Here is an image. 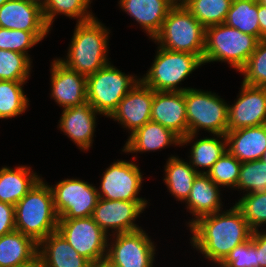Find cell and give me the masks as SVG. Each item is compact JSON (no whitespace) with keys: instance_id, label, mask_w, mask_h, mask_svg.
Masks as SVG:
<instances>
[{"instance_id":"f546056e","label":"cell","mask_w":266,"mask_h":267,"mask_svg":"<svg viewBox=\"0 0 266 267\" xmlns=\"http://www.w3.org/2000/svg\"><path fill=\"white\" fill-rule=\"evenodd\" d=\"M91 2L92 0H43L41 6L45 22L51 29L55 17L60 14L77 19V23L93 19L95 15L88 10Z\"/></svg>"},{"instance_id":"9a60e30c","label":"cell","mask_w":266,"mask_h":267,"mask_svg":"<svg viewBox=\"0 0 266 267\" xmlns=\"http://www.w3.org/2000/svg\"><path fill=\"white\" fill-rule=\"evenodd\" d=\"M50 69L51 98L63 109L87 102V77L67 67L59 58L53 59Z\"/></svg>"},{"instance_id":"d4e9b609","label":"cell","mask_w":266,"mask_h":267,"mask_svg":"<svg viewBox=\"0 0 266 267\" xmlns=\"http://www.w3.org/2000/svg\"><path fill=\"white\" fill-rule=\"evenodd\" d=\"M197 136L198 134L186 135L181 139L180 146L192 143L189 150V163L199 174H207L217 160L227 151L226 135L213 134V137L206 136L200 139H197ZM194 140L195 142H193ZM199 167L204 168L203 171L199 170Z\"/></svg>"},{"instance_id":"44dd1931","label":"cell","mask_w":266,"mask_h":267,"mask_svg":"<svg viewBox=\"0 0 266 267\" xmlns=\"http://www.w3.org/2000/svg\"><path fill=\"white\" fill-rule=\"evenodd\" d=\"M118 4L122 11L139 23L152 41L173 7L170 0H119Z\"/></svg>"},{"instance_id":"7a4b0ae2","label":"cell","mask_w":266,"mask_h":267,"mask_svg":"<svg viewBox=\"0 0 266 267\" xmlns=\"http://www.w3.org/2000/svg\"><path fill=\"white\" fill-rule=\"evenodd\" d=\"M109 28L97 17L76 23L66 58L59 60L86 77L110 63Z\"/></svg>"},{"instance_id":"e575fe53","label":"cell","mask_w":266,"mask_h":267,"mask_svg":"<svg viewBox=\"0 0 266 267\" xmlns=\"http://www.w3.org/2000/svg\"><path fill=\"white\" fill-rule=\"evenodd\" d=\"M235 189L243 193L266 192V164L261 160L241 163L238 184Z\"/></svg>"},{"instance_id":"ab89813d","label":"cell","mask_w":266,"mask_h":267,"mask_svg":"<svg viewBox=\"0 0 266 267\" xmlns=\"http://www.w3.org/2000/svg\"><path fill=\"white\" fill-rule=\"evenodd\" d=\"M15 229V207L0 201V236L13 232Z\"/></svg>"},{"instance_id":"8d00e7d4","label":"cell","mask_w":266,"mask_h":267,"mask_svg":"<svg viewBox=\"0 0 266 267\" xmlns=\"http://www.w3.org/2000/svg\"><path fill=\"white\" fill-rule=\"evenodd\" d=\"M252 231L266 224V192L249 193L235 203Z\"/></svg>"},{"instance_id":"f1b7e54d","label":"cell","mask_w":266,"mask_h":267,"mask_svg":"<svg viewBox=\"0 0 266 267\" xmlns=\"http://www.w3.org/2000/svg\"><path fill=\"white\" fill-rule=\"evenodd\" d=\"M224 24L255 36L260 41L257 0H233Z\"/></svg>"},{"instance_id":"7bdbcfd3","label":"cell","mask_w":266,"mask_h":267,"mask_svg":"<svg viewBox=\"0 0 266 267\" xmlns=\"http://www.w3.org/2000/svg\"><path fill=\"white\" fill-rule=\"evenodd\" d=\"M14 267H43V266L41 264L39 257L37 256L33 261H30L28 263H24L21 265H17Z\"/></svg>"},{"instance_id":"4316f807","label":"cell","mask_w":266,"mask_h":267,"mask_svg":"<svg viewBox=\"0 0 266 267\" xmlns=\"http://www.w3.org/2000/svg\"><path fill=\"white\" fill-rule=\"evenodd\" d=\"M38 256V243L14 230L0 236V267H14L33 261Z\"/></svg>"},{"instance_id":"8fae6325","label":"cell","mask_w":266,"mask_h":267,"mask_svg":"<svg viewBox=\"0 0 266 267\" xmlns=\"http://www.w3.org/2000/svg\"><path fill=\"white\" fill-rule=\"evenodd\" d=\"M110 236L112 240L108 238L106 261L112 266L153 267L157 249L143 228Z\"/></svg>"},{"instance_id":"1f68e13d","label":"cell","mask_w":266,"mask_h":267,"mask_svg":"<svg viewBox=\"0 0 266 267\" xmlns=\"http://www.w3.org/2000/svg\"><path fill=\"white\" fill-rule=\"evenodd\" d=\"M233 0H191L185 7L205 27L223 24Z\"/></svg>"},{"instance_id":"5b68a950","label":"cell","mask_w":266,"mask_h":267,"mask_svg":"<svg viewBox=\"0 0 266 267\" xmlns=\"http://www.w3.org/2000/svg\"><path fill=\"white\" fill-rule=\"evenodd\" d=\"M206 28L183 6H173L158 34L153 38L160 47L198 55L203 60Z\"/></svg>"},{"instance_id":"603a6c76","label":"cell","mask_w":266,"mask_h":267,"mask_svg":"<svg viewBox=\"0 0 266 267\" xmlns=\"http://www.w3.org/2000/svg\"><path fill=\"white\" fill-rule=\"evenodd\" d=\"M220 186L215 184L207 174H198L193 181L190 195L185 202L186 209L193 217L187 224L190 227L199 218L222 211Z\"/></svg>"},{"instance_id":"2e32d148","label":"cell","mask_w":266,"mask_h":267,"mask_svg":"<svg viewBox=\"0 0 266 267\" xmlns=\"http://www.w3.org/2000/svg\"><path fill=\"white\" fill-rule=\"evenodd\" d=\"M153 98L154 90L139 80L108 118L117 121L131 135L139 127L151 121Z\"/></svg>"},{"instance_id":"f35d334b","label":"cell","mask_w":266,"mask_h":267,"mask_svg":"<svg viewBox=\"0 0 266 267\" xmlns=\"http://www.w3.org/2000/svg\"><path fill=\"white\" fill-rule=\"evenodd\" d=\"M218 267H256V240L251 236L233 248Z\"/></svg>"},{"instance_id":"83f0119b","label":"cell","mask_w":266,"mask_h":267,"mask_svg":"<svg viewBox=\"0 0 266 267\" xmlns=\"http://www.w3.org/2000/svg\"><path fill=\"white\" fill-rule=\"evenodd\" d=\"M165 177L163 181L167 186L168 192L177 200L186 202L196 176L199 174L188 162L179 156H170L164 168Z\"/></svg>"},{"instance_id":"b9f144b4","label":"cell","mask_w":266,"mask_h":267,"mask_svg":"<svg viewBox=\"0 0 266 267\" xmlns=\"http://www.w3.org/2000/svg\"><path fill=\"white\" fill-rule=\"evenodd\" d=\"M257 16L260 25V40L266 39V7L257 2Z\"/></svg>"},{"instance_id":"7dc6e473","label":"cell","mask_w":266,"mask_h":267,"mask_svg":"<svg viewBox=\"0 0 266 267\" xmlns=\"http://www.w3.org/2000/svg\"><path fill=\"white\" fill-rule=\"evenodd\" d=\"M257 2L260 4V5H263L266 7V0H257Z\"/></svg>"},{"instance_id":"484cf974","label":"cell","mask_w":266,"mask_h":267,"mask_svg":"<svg viewBox=\"0 0 266 267\" xmlns=\"http://www.w3.org/2000/svg\"><path fill=\"white\" fill-rule=\"evenodd\" d=\"M30 166L0 168V201L15 206L40 179Z\"/></svg>"},{"instance_id":"9c48e42d","label":"cell","mask_w":266,"mask_h":267,"mask_svg":"<svg viewBox=\"0 0 266 267\" xmlns=\"http://www.w3.org/2000/svg\"><path fill=\"white\" fill-rule=\"evenodd\" d=\"M57 231L93 265L106 260L109 235L99 227L92 216L58 219Z\"/></svg>"},{"instance_id":"e0dca14e","label":"cell","mask_w":266,"mask_h":267,"mask_svg":"<svg viewBox=\"0 0 266 267\" xmlns=\"http://www.w3.org/2000/svg\"><path fill=\"white\" fill-rule=\"evenodd\" d=\"M59 127L79 149L88 151L94 141L96 115L98 113L88 102L74 107L62 109Z\"/></svg>"},{"instance_id":"c3c4849f","label":"cell","mask_w":266,"mask_h":267,"mask_svg":"<svg viewBox=\"0 0 266 267\" xmlns=\"http://www.w3.org/2000/svg\"><path fill=\"white\" fill-rule=\"evenodd\" d=\"M7 1H9V0H0V7Z\"/></svg>"},{"instance_id":"836d02e7","label":"cell","mask_w":266,"mask_h":267,"mask_svg":"<svg viewBox=\"0 0 266 267\" xmlns=\"http://www.w3.org/2000/svg\"><path fill=\"white\" fill-rule=\"evenodd\" d=\"M48 33L49 31H24L0 27V49L25 54L30 58L28 50L47 37Z\"/></svg>"},{"instance_id":"8992f818","label":"cell","mask_w":266,"mask_h":267,"mask_svg":"<svg viewBox=\"0 0 266 267\" xmlns=\"http://www.w3.org/2000/svg\"><path fill=\"white\" fill-rule=\"evenodd\" d=\"M152 65L140 80L154 91L184 92L190 87H179L181 82L202 66L203 60L188 52L166 50L160 46Z\"/></svg>"},{"instance_id":"3957f363","label":"cell","mask_w":266,"mask_h":267,"mask_svg":"<svg viewBox=\"0 0 266 267\" xmlns=\"http://www.w3.org/2000/svg\"><path fill=\"white\" fill-rule=\"evenodd\" d=\"M14 207L15 229L37 243L57 231L59 218L54 208L53 193L42 177Z\"/></svg>"},{"instance_id":"74e56055","label":"cell","mask_w":266,"mask_h":267,"mask_svg":"<svg viewBox=\"0 0 266 267\" xmlns=\"http://www.w3.org/2000/svg\"><path fill=\"white\" fill-rule=\"evenodd\" d=\"M245 85L266 87V39L260 40L245 66L239 71Z\"/></svg>"},{"instance_id":"6da1fadb","label":"cell","mask_w":266,"mask_h":267,"mask_svg":"<svg viewBox=\"0 0 266 267\" xmlns=\"http://www.w3.org/2000/svg\"><path fill=\"white\" fill-rule=\"evenodd\" d=\"M189 230L192 234L191 246L216 266L233 248L249 240L252 234L246 219L235 205L229 210L199 218Z\"/></svg>"},{"instance_id":"d6a6232c","label":"cell","mask_w":266,"mask_h":267,"mask_svg":"<svg viewBox=\"0 0 266 267\" xmlns=\"http://www.w3.org/2000/svg\"><path fill=\"white\" fill-rule=\"evenodd\" d=\"M32 61L29 56L0 49V80L27 82Z\"/></svg>"},{"instance_id":"4dcf8cb0","label":"cell","mask_w":266,"mask_h":267,"mask_svg":"<svg viewBox=\"0 0 266 267\" xmlns=\"http://www.w3.org/2000/svg\"><path fill=\"white\" fill-rule=\"evenodd\" d=\"M27 82L0 80V119L15 118L28 109L23 87Z\"/></svg>"},{"instance_id":"d590c367","label":"cell","mask_w":266,"mask_h":267,"mask_svg":"<svg viewBox=\"0 0 266 267\" xmlns=\"http://www.w3.org/2000/svg\"><path fill=\"white\" fill-rule=\"evenodd\" d=\"M240 168L241 162L227 150L207 175L221 188L226 186L235 189L238 184Z\"/></svg>"},{"instance_id":"ac0fdd59","label":"cell","mask_w":266,"mask_h":267,"mask_svg":"<svg viewBox=\"0 0 266 267\" xmlns=\"http://www.w3.org/2000/svg\"><path fill=\"white\" fill-rule=\"evenodd\" d=\"M151 121L171 129L181 139L187 135V109L184 92L154 91Z\"/></svg>"},{"instance_id":"52a82bcc","label":"cell","mask_w":266,"mask_h":267,"mask_svg":"<svg viewBox=\"0 0 266 267\" xmlns=\"http://www.w3.org/2000/svg\"><path fill=\"white\" fill-rule=\"evenodd\" d=\"M187 109V135L208 133L226 135L228 131V105L212 91L189 88L184 91Z\"/></svg>"},{"instance_id":"d6986e66","label":"cell","mask_w":266,"mask_h":267,"mask_svg":"<svg viewBox=\"0 0 266 267\" xmlns=\"http://www.w3.org/2000/svg\"><path fill=\"white\" fill-rule=\"evenodd\" d=\"M0 27L24 31H51L47 26L41 2L9 0L0 7Z\"/></svg>"},{"instance_id":"cb8c5ba5","label":"cell","mask_w":266,"mask_h":267,"mask_svg":"<svg viewBox=\"0 0 266 267\" xmlns=\"http://www.w3.org/2000/svg\"><path fill=\"white\" fill-rule=\"evenodd\" d=\"M227 150L241 163L260 160L266 151V124L226 132Z\"/></svg>"},{"instance_id":"bcb514c9","label":"cell","mask_w":266,"mask_h":267,"mask_svg":"<svg viewBox=\"0 0 266 267\" xmlns=\"http://www.w3.org/2000/svg\"><path fill=\"white\" fill-rule=\"evenodd\" d=\"M260 160L266 164V151L264 152Z\"/></svg>"},{"instance_id":"5bb4252c","label":"cell","mask_w":266,"mask_h":267,"mask_svg":"<svg viewBox=\"0 0 266 267\" xmlns=\"http://www.w3.org/2000/svg\"><path fill=\"white\" fill-rule=\"evenodd\" d=\"M237 97L228 105V131L266 124V87L242 83Z\"/></svg>"},{"instance_id":"7c38bea8","label":"cell","mask_w":266,"mask_h":267,"mask_svg":"<svg viewBox=\"0 0 266 267\" xmlns=\"http://www.w3.org/2000/svg\"><path fill=\"white\" fill-rule=\"evenodd\" d=\"M132 161L118 160L104 171L97 192L99 198L106 200L147 201L138 197L143 181V174Z\"/></svg>"},{"instance_id":"60d3db41","label":"cell","mask_w":266,"mask_h":267,"mask_svg":"<svg viewBox=\"0 0 266 267\" xmlns=\"http://www.w3.org/2000/svg\"><path fill=\"white\" fill-rule=\"evenodd\" d=\"M251 236L256 240V267H266V230L252 231Z\"/></svg>"},{"instance_id":"4fadbf2b","label":"cell","mask_w":266,"mask_h":267,"mask_svg":"<svg viewBox=\"0 0 266 267\" xmlns=\"http://www.w3.org/2000/svg\"><path fill=\"white\" fill-rule=\"evenodd\" d=\"M148 201L106 200L99 198L93 212V219L109 235L133 232L142 229L136 219L148 206Z\"/></svg>"},{"instance_id":"ee69618b","label":"cell","mask_w":266,"mask_h":267,"mask_svg":"<svg viewBox=\"0 0 266 267\" xmlns=\"http://www.w3.org/2000/svg\"><path fill=\"white\" fill-rule=\"evenodd\" d=\"M191 0H170L172 6H183L185 7Z\"/></svg>"},{"instance_id":"f6af8a7d","label":"cell","mask_w":266,"mask_h":267,"mask_svg":"<svg viewBox=\"0 0 266 267\" xmlns=\"http://www.w3.org/2000/svg\"><path fill=\"white\" fill-rule=\"evenodd\" d=\"M93 267H114V266H112L106 260H103V261H100L99 263H97L96 265H93Z\"/></svg>"},{"instance_id":"277c9868","label":"cell","mask_w":266,"mask_h":267,"mask_svg":"<svg viewBox=\"0 0 266 267\" xmlns=\"http://www.w3.org/2000/svg\"><path fill=\"white\" fill-rule=\"evenodd\" d=\"M259 40L226 24L206 28L203 65L209 62H224L238 72L245 66L255 51Z\"/></svg>"},{"instance_id":"ffe728a7","label":"cell","mask_w":266,"mask_h":267,"mask_svg":"<svg viewBox=\"0 0 266 267\" xmlns=\"http://www.w3.org/2000/svg\"><path fill=\"white\" fill-rule=\"evenodd\" d=\"M38 257L43 267H93L58 231L38 243Z\"/></svg>"},{"instance_id":"30bf717a","label":"cell","mask_w":266,"mask_h":267,"mask_svg":"<svg viewBox=\"0 0 266 267\" xmlns=\"http://www.w3.org/2000/svg\"><path fill=\"white\" fill-rule=\"evenodd\" d=\"M50 188L59 219L86 218L93 215L99 200L97 188L93 184L78 178H67Z\"/></svg>"},{"instance_id":"ba28073f","label":"cell","mask_w":266,"mask_h":267,"mask_svg":"<svg viewBox=\"0 0 266 267\" xmlns=\"http://www.w3.org/2000/svg\"><path fill=\"white\" fill-rule=\"evenodd\" d=\"M139 80V77L125 74L110 62L87 76V102L98 113L109 117Z\"/></svg>"},{"instance_id":"7402d4cb","label":"cell","mask_w":266,"mask_h":267,"mask_svg":"<svg viewBox=\"0 0 266 267\" xmlns=\"http://www.w3.org/2000/svg\"><path fill=\"white\" fill-rule=\"evenodd\" d=\"M180 146L181 138L171 129L149 121L134 131L127 139L122 152L144 153L165 149L171 145Z\"/></svg>"}]
</instances>
